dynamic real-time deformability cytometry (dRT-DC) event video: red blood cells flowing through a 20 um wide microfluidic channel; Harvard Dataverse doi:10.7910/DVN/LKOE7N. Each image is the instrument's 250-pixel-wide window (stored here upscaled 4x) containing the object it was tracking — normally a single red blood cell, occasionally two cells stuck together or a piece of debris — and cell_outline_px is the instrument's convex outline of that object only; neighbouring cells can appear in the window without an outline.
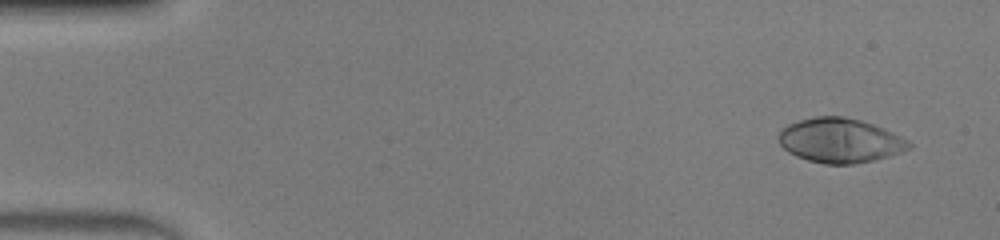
{"species": "human", "species_latin": "Homo sapiens", "temperature_condition": "warm", "stored_images_in_passage": 2, "camera_frame_rate_fps": 3000, "um_per_image_px": 0.085, "donor": {"sex": "male"}, "frame": {"image": 1, "passage_image": 1, "time_ms": 0.0, "image_size_px": [1000, 240], "cell_outline_px": [[912, 144], [908, 148], [900, 152], [876, 160], [852, 164], [824, 164], [808, 160], [796, 156], [788, 152], [780, 144], [776, 136], [788, 124], [800, 120], [816, 116], [844, 116], [860, 120], [884, 128], [908, 140]], "centroid_in_image_um": [71.38, 11.94], "position_along_channel_um": 13.6, "area_um2": 33.7}}